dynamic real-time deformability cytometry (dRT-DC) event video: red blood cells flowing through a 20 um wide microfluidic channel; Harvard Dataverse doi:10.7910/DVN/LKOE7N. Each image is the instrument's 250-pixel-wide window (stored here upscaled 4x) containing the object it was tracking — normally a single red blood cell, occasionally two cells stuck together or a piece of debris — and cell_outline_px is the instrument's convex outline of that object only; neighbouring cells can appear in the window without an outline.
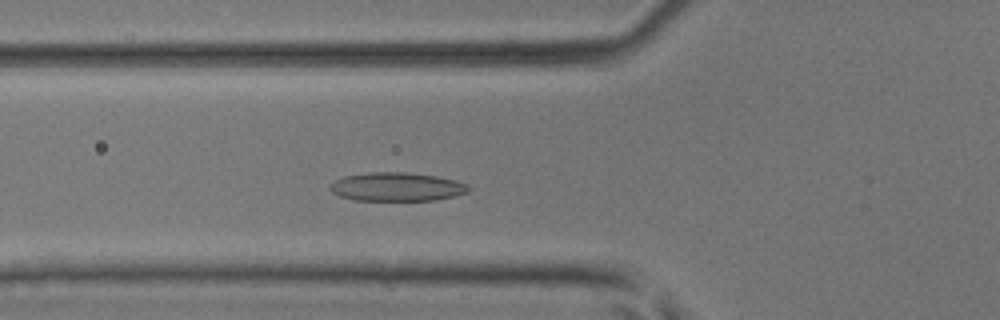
{"species": "common noctule bat (a hibernating species)", "species_latin": "Nyctalus noctula", "temperature_condition": "room temperature", "stored_images_in_passage": 35, "camera_frame_rate_fps": 3000, "um_per_image_px": 0.085, "animal": {"sex": "male", "body_mass_g": 17.9, "forearm_length_mm": 54.2}, "frame": {"image": 1, "passage_image": 4, "time_ms": 1.0, "image_size_px": [1000, 320], "cell_outline_px": [[472, 188], [468, 192], [436, 200], [356, 200], [340, 196], [332, 192], [328, 188], [336, 180], [344, 176], [372, 172], [404, 172], [436, 176], [456, 180], [468, 184]], "centroid_in_image_um": [33.76, 15.88], "position_along_channel_um": 92.0, "area_um2": 23.0}}
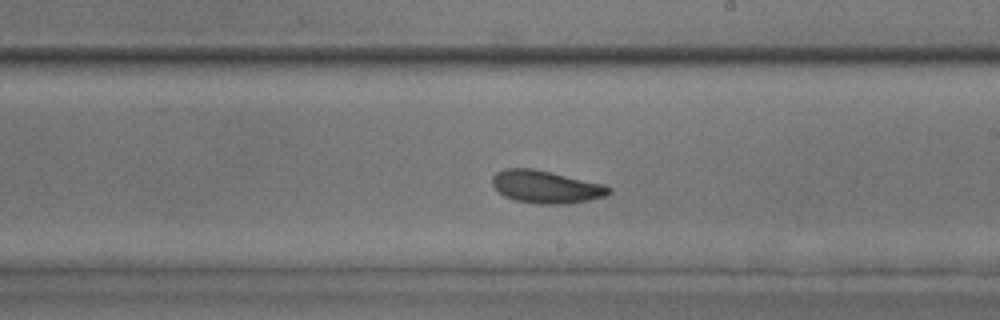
{"frame": {"image": 2, "passage_image": 15, "time_ms": 4.667, "image_size_px": [1000, 320], "cell_outline_px": [[612, 192], [608, 196], [568, 204], [536, 204], [516, 200], [504, 196], [492, 184], [492, 176], [496, 172], [504, 168], [532, 168], [552, 172], [604, 184], [612, 188]], "centroid_in_image_um": [46.44, 15.88], "position_along_channel_um": 242.6, "area_um2": 22.37}}
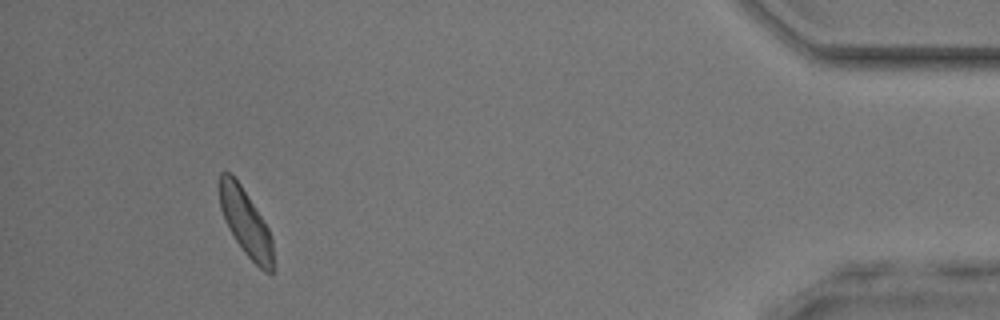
{"frame": {"image": 3, "passage_image": 32, "time_ms": 10.333, "image_size_px": [1000, 320], "cell_outline_px": [[272, 272], [264, 272], [244, 252], [228, 228], [220, 208], [220, 172], [232, 172], [240, 184], [268, 228], [272, 236]], "centroid_in_image_um": [20.86, 18.89], "position_along_channel_um": 414.3, "area_um2": 20.35}, "authors_computed_cell_mechanics": {"area_um2": 21.6172, "velocity_mm_per_s": 4.1263, "shape_relaxation_time_tau1_ms": 3.8945, "shape_relaxation_time_tau2_ms": 3.4418, "deformation_change_tau1": 0.1037, "deformation_change_tau2": 0.0929}}